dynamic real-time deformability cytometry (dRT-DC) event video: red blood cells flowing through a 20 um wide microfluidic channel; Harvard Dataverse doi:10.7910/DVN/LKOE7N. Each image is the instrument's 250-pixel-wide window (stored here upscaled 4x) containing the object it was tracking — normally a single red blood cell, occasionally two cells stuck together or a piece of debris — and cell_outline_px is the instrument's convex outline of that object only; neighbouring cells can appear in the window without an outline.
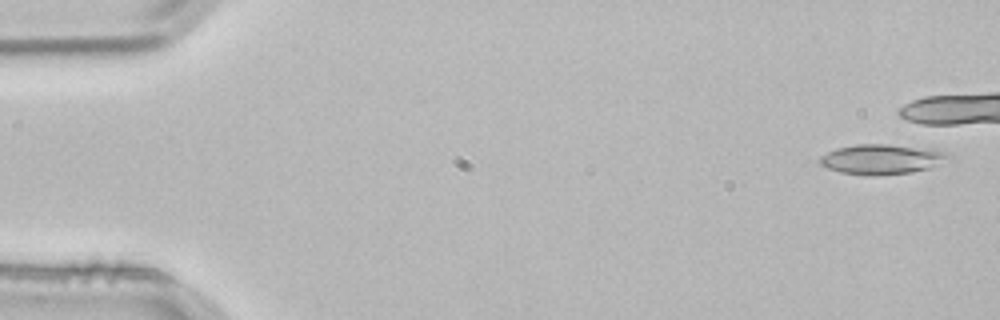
{"species": "common noctule bat (a hibernating species)", "species_latin": "Nyctalus noctula", "temperature_condition": "room temperature", "stored_images_in_passage": 5, "camera_frame_rate_fps": 3000, "um_per_image_px": 0.085, "animal": {"sex": "male", "body_mass_g": 21.5, "forearm_length_mm": 52.0}, "frame": {"image": 1, "passage_image": 1, "time_ms": 0.0, "image_size_px": [1000, 320], "cell_outline_px": [[952, 156], [928, 168], [912, 172], [876, 176], [868, 176], [840, 172], [828, 168], [820, 164], [820, 156], [836, 148], [856, 144], [888, 144], [936, 148]], "centroid_in_image_um": [74.93, 13.52], "position_along_channel_um": 10.1, "area_um2": 22.54}}
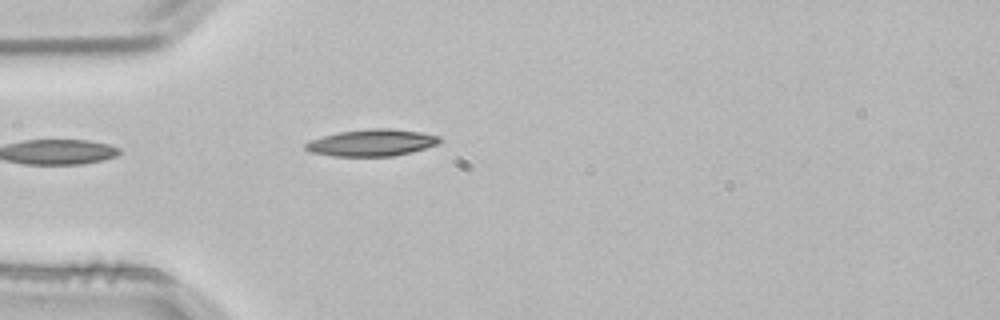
{"frame": {"image": 2, "passage_image": 5, "time_ms": 1.333, "image_size_px": [1000, 320], "cell_outline_px": [[440, 144], [412, 152], [392, 156], [332, 156], [312, 152], [304, 148], [304, 144], [308, 140], [336, 132], [372, 128], [388, 128], [420, 132], [440, 136]], "centroid_in_image_um": [31.59, 12.12], "position_along_channel_um": 53.4, "area_um2": 21.1}}